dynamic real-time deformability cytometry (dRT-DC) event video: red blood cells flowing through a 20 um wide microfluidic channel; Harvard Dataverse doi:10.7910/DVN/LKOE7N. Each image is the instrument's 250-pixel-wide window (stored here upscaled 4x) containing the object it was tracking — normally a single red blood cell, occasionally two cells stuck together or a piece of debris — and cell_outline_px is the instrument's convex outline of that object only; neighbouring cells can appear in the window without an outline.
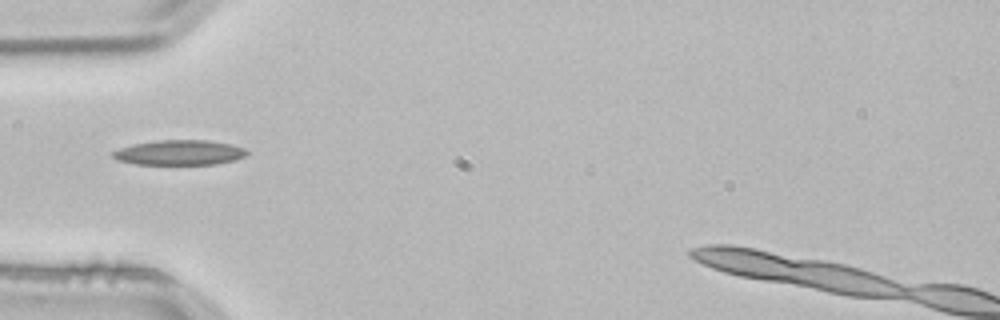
{"species": "common noctule bat (a hibernating species)", "species_latin": "Nyctalus noctula", "temperature_condition": "room temperature", "stored_images_in_passage": 1, "camera_frame_rate_fps": 3000, "um_per_image_px": 0.085, "animal": {"sex": "male", "body_mass_g": 21.5, "forearm_length_mm": 52.0}, "frame": {"image": 1, "passage_image": 1, "time_ms": 0.0, "image_size_px": [1000, 320], "cell_outline_px": [[248, 152], [244, 156], [236, 160], [216, 164], [136, 164], [116, 160], [112, 156], [112, 152], [120, 148], [136, 144], [160, 140], [208, 140], [232, 144], [244, 148]], "centroid_in_image_um": [15.28, 12.97], "position_along_channel_um": 69.7, "area_um2": 19.42}}